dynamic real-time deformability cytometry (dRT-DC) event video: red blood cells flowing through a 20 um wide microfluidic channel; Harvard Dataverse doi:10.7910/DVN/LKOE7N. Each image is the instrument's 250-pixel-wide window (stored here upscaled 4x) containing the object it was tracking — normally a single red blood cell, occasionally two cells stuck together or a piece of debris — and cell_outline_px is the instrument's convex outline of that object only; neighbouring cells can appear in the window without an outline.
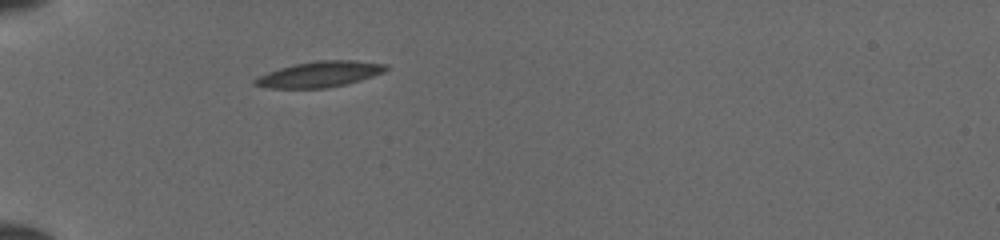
{"species": "common noctule bat (a hibernating species)", "species_latin": "Nyctalus noctula", "temperature_condition": "cold", "stored_images_in_passage": 34, "camera_frame_rate_fps": 3000, "um_per_image_px": 0.085, "animal": {"sex": "female", "body_mass_g": 19.5, "forearm_length_mm": 54.1}, "frame": {"image": 1, "passage_image": 1, "time_ms": 0.0, "image_size_px": [1000, 240], "cell_outline_px": [[388, 68], [384, 72], [372, 76], [344, 84], [328, 88], [268, 88], [252, 84], [252, 80], [268, 72], [280, 68], [296, 64], [320, 60], [352, 60], [388, 64]], "centroid_in_image_um": [27.16, 6.31], "position_along_channel_um": 57.8, "area_um2": 19.42}}
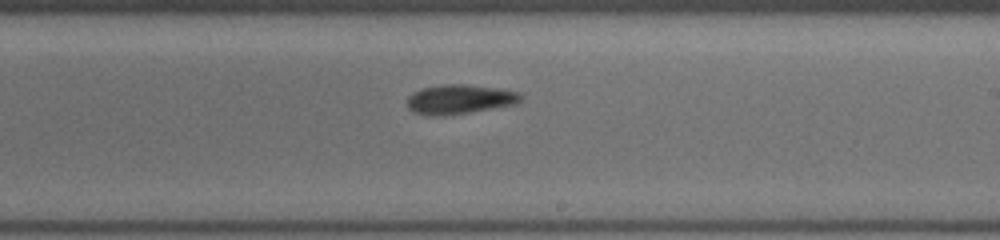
{"frame": {"image": 2, "passage_image": 16, "time_ms": 5.0, "image_size_px": [1000, 240], "cell_outline_px": [[520, 100], [516, 104], [444, 116], [428, 116], [412, 112], [408, 108], [408, 96], [412, 92], [420, 88], [444, 84], [468, 84], [496, 88], [520, 92]], "centroid_in_image_um": [39.0, 8.44], "position_along_channel_um": 250.0, "area_um2": 19.54}}
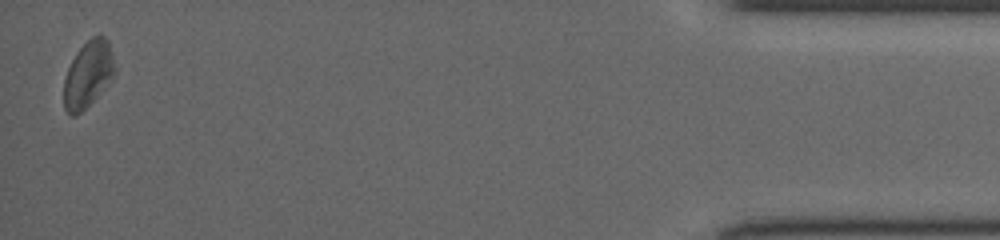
{"frame": {"image": 3, "passage_image": 34, "time_ms": 11.0, "image_size_px": [1000, 240], "cell_outline_px": [[116, 68], [112, 76], [96, 96], [76, 116], [72, 116], [64, 108], [64, 80], [68, 68], [76, 52], [92, 36], [104, 36], [108, 40], [112, 52]], "centroid_in_image_um": [7.48, 6.28], "position_along_channel_um": 427.7, "area_um2": 19.19}}